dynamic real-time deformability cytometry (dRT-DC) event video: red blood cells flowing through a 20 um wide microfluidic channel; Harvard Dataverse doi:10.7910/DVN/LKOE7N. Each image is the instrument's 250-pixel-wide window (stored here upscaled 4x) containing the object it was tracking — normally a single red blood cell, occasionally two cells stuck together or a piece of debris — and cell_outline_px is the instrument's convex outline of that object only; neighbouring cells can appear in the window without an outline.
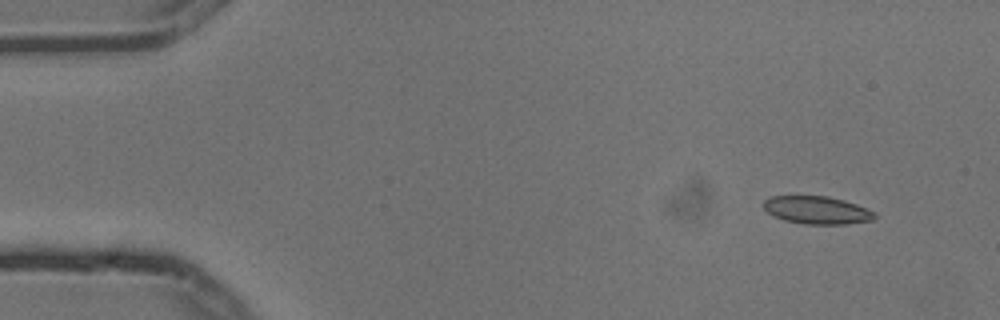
{"species": "common noctule bat (a hibernating species)", "species_latin": "Nyctalus noctula", "temperature_condition": "cold", "stored_images_in_passage": 5, "camera_frame_rate_fps": 3000, "um_per_image_px": 0.085, "animal": {"sex": "male", "body_mass_g": 13.3}, "frame": {"image": 1, "passage_image": 2, "time_ms": 0.333, "image_size_px": [1000, 320], "cell_outline_px": [[876, 216], [872, 220], [848, 224], [804, 224], [784, 220], [772, 216], [764, 208], [764, 200], [768, 196], [828, 196], [844, 200], [856, 204], [876, 212]], "centroid_in_image_um": [69.43, 17.86], "position_along_channel_um": 15.6, "area_um2": 18.09}}
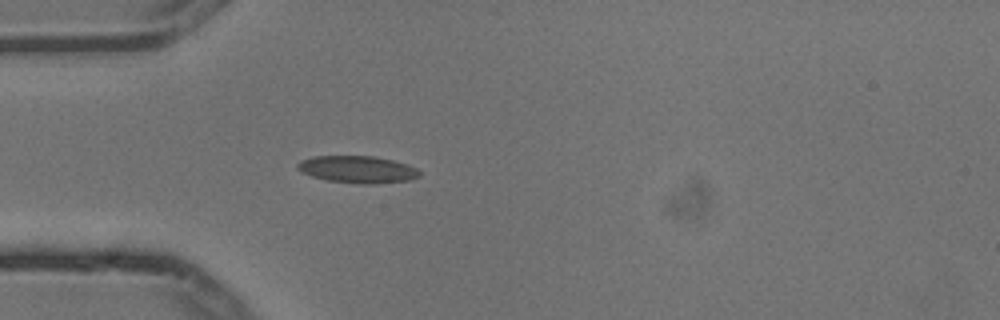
{"frame": {"image": 2, "passage_image": 5, "time_ms": 1.333, "image_size_px": [1000, 320], "cell_outline_px": [[420, 176], [408, 180], [376, 184], [360, 184], [328, 180], [312, 176], [300, 172], [296, 168], [296, 164], [300, 160], [312, 156], [372, 156], [392, 160], [416, 168], [420, 172]], "centroid_in_image_um": [30.34, 14.4], "position_along_channel_um": 54.7, "area_um2": 19.25}}